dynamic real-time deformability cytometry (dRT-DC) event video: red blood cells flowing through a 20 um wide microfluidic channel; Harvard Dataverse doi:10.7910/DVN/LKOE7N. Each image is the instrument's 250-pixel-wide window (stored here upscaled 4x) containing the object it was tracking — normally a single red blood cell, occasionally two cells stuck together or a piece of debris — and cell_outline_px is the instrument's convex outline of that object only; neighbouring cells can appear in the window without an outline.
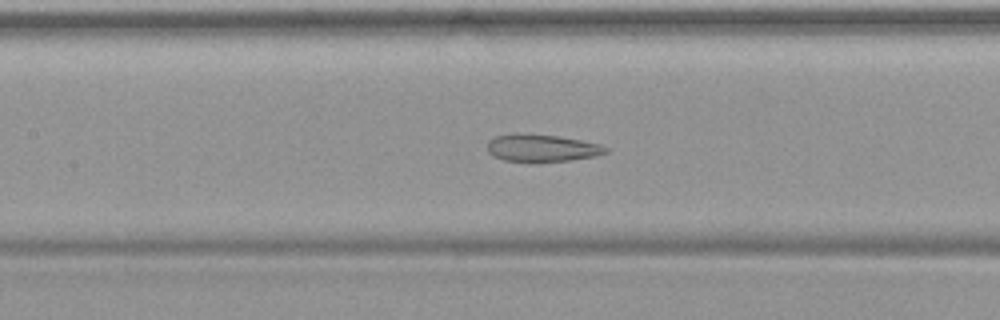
{"species": "common noctule bat (a hibernating species)", "species_latin": "Nyctalus noctula", "temperature_condition": "warm", "stored_images_in_passage": 38, "camera_frame_rate_fps": 3000, "um_per_image_px": 0.085, "animal": {"sex": "female", "body_mass_g": 19.9}, "frame": {"image": 1, "passage_image": 22, "time_ms": 7.0, "image_size_px": [1000, 320], "cell_outline_px": [[608, 152], [596, 156], [568, 160], [536, 164], [532, 164], [504, 160], [492, 156], [488, 152], [488, 140], [496, 136], [512, 132], [516, 132], [556, 136], [580, 140], [600, 144], [608, 148]], "centroid_in_image_um": [46.0, 12.6], "position_along_channel_um": 161.4, "area_um2": 19.54}}
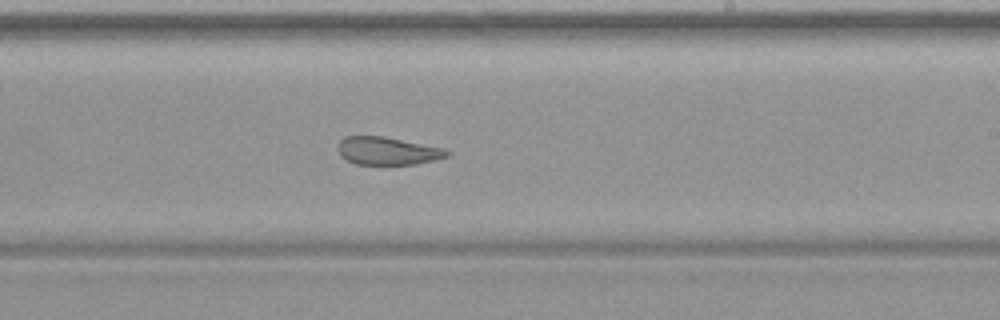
{"frame": {"image": 2, "passage_image": 29, "time_ms": 9.333, "image_size_px": [1000, 320], "cell_outline_px": [[448, 156], [436, 160], [416, 164], [356, 164], [340, 156], [336, 148], [336, 144], [344, 136], [384, 136], [444, 148], [448, 152]], "centroid_in_image_um": [32.89, 12.82], "position_along_channel_um": 256.1, "area_um2": 17.8}}
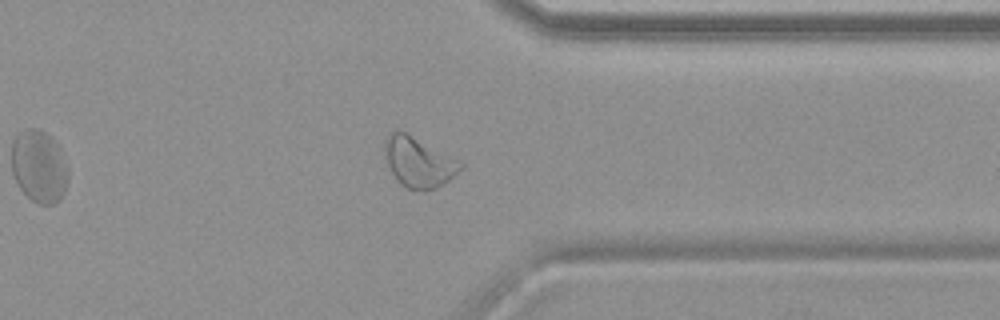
{"frame": {"image": 3, "passage_image": 38, "time_ms": 12.333, "image_size_px": [1000, 320], "cell_outline_px": [[464, 168], [444, 184], [436, 188], [408, 188], [400, 184], [392, 172], [388, 164], [384, 144], [384, 140], [396, 128], [400, 128], [464, 164]], "centroid_in_image_um": [35.58, 13.74], "position_along_channel_um": 375.8, "area_um2": 21.73}}